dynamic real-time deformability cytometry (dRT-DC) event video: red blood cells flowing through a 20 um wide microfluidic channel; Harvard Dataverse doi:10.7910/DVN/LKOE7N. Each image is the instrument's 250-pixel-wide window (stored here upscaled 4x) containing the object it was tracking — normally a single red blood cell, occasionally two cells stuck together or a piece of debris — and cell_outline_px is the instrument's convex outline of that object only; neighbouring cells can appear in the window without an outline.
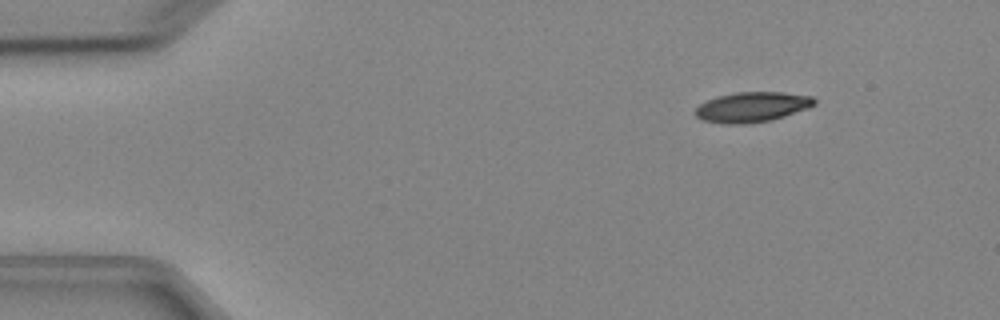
{"species": "Egyptian fruit bat (a non-hibernating species)", "species_latin": "Rousettus aegyptiacus", "temperature_condition": "cold", "stored_images_in_passage": 5, "camera_frame_rate_fps": 3000, "um_per_image_px": 0.085, "animal": {"sex": "female"}, "frame": {"image": 1, "passage_image": 2, "time_ms": 1.333, "image_size_px": [1000, 320], "cell_outline_px": [[816, 104], [808, 108], [772, 120], [748, 124], [724, 124], [700, 120], [692, 112], [700, 104], [716, 96], [736, 92], [784, 92], [812, 96], [816, 100]], "centroid_in_image_um": [63.9, 9.1], "position_along_channel_um": 21.1, "area_um2": 21.15}}